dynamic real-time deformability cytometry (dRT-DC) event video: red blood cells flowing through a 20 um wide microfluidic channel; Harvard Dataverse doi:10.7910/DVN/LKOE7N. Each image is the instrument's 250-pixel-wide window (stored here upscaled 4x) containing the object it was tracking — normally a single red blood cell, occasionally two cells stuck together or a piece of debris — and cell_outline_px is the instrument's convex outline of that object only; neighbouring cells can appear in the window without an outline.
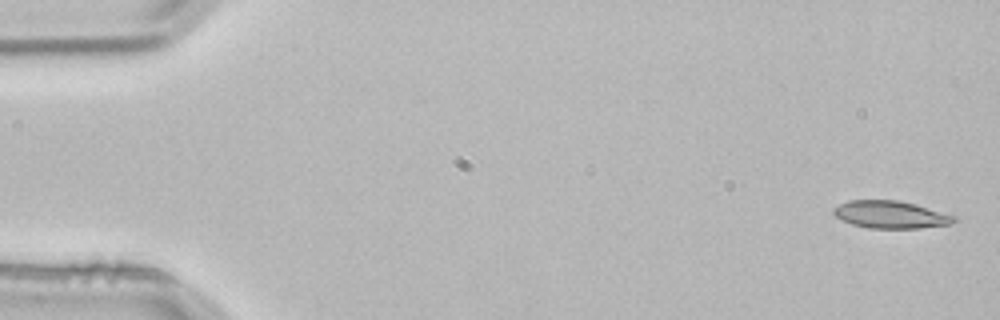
{"species": "common noctule bat (a hibernating species)", "species_latin": "Nyctalus noctula", "temperature_condition": "room temperature", "stored_images_in_passage": 3, "camera_frame_rate_fps": 3000, "um_per_image_px": 0.085, "animal": {"sex": "male", "body_mass_g": 21.5, "forearm_length_mm": 52.0}, "frame": {"image": 1, "passage_image": 1, "time_ms": 0.0, "image_size_px": [1000, 320], "cell_outline_px": [[960, 220], [952, 224], [920, 228], [868, 228], [852, 224], [840, 220], [832, 212], [832, 208], [848, 200], [896, 200], [916, 204], [956, 216]], "centroid_in_image_um": [75.72, 18.24], "position_along_channel_um": 9.3, "area_um2": 19.48}}
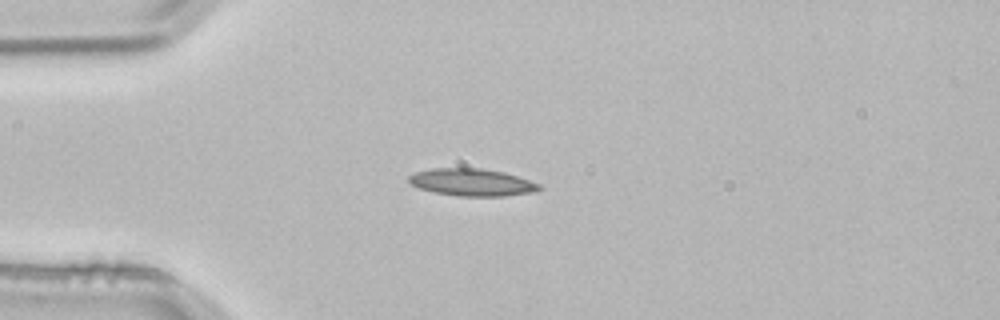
{"frame": {"image": 2, "passage_image": 3, "time_ms": 0.667, "image_size_px": [1000, 320], "cell_outline_px": [[540, 188], [528, 192], [500, 196], [460, 196], [436, 192], [420, 188], [412, 184], [408, 180], [408, 176], [416, 172], [432, 168], [480, 168], [504, 172], [540, 184]], "centroid_in_image_um": [40.06, 15.48], "position_along_channel_um": 44.9, "area_um2": 20.23}}